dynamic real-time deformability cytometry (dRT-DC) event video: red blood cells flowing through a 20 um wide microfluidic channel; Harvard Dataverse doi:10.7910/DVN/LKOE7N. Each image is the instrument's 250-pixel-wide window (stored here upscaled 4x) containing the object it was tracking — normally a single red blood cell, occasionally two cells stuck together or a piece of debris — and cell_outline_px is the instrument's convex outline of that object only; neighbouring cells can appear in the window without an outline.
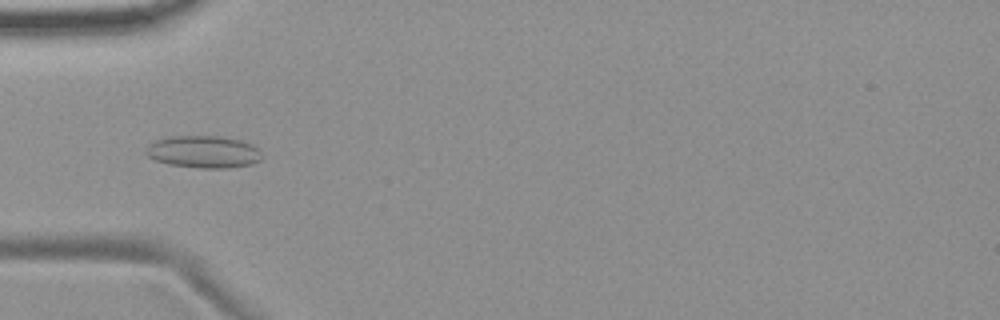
{"species": "common noctule bat (a hibernating species)", "species_latin": "Nyctalus noctula", "temperature_condition": "room temperature", "stored_images_in_passage": 14, "camera_frame_rate_fps": 3000, "um_per_image_px": 0.085, "animal": {"sex": "female", "body_mass_g": 19.9}, "frame": {"image": 1, "passage_image": 5, "time_ms": 5.667, "image_size_px": [1000, 320], "cell_outline_px": [[264, 156], [260, 160], [252, 164], [228, 168], [200, 168], [168, 164], [156, 160], [148, 156], [144, 152], [144, 148], [148, 144], [156, 140], [168, 136], [220, 136], [240, 140], [252, 144]], "centroid_in_image_um": [17.28, 12.9], "position_along_channel_um": 67.7, "area_um2": 21.96}}
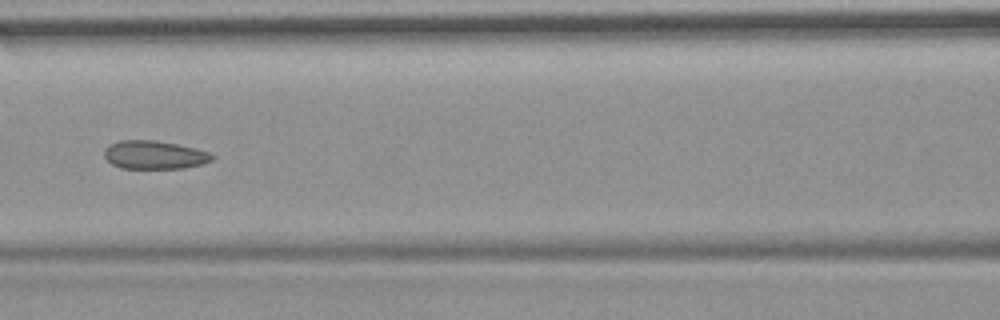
{"frame": {"image": 2, "passage_image": 7, "time_ms": 8.0, "image_size_px": [1000, 320], "cell_outline_px": [[216, 156], [212, 160], [200, 164], [184, 168], [120, 168], [112, 164], [104, 156], [104, 148], [108, 144], [120, 140], [156, 140], [176, 144], [212, 152]], "centroid_in_image_um": [13.12, 13.15], "position_along_channel_um": 153.5, "area_um2": 17.92}}
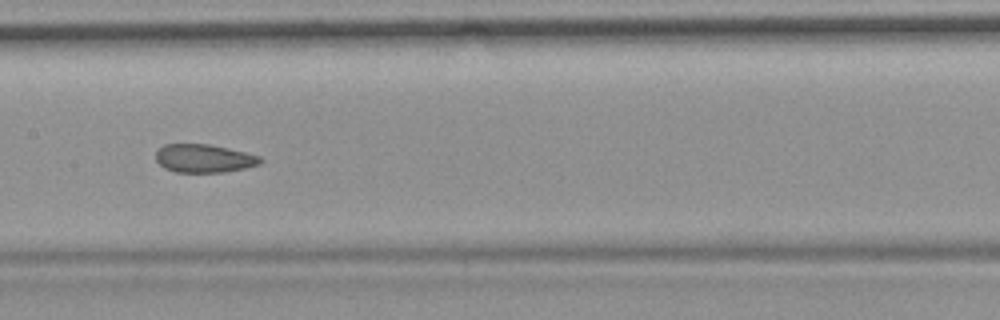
{"frame": {"image": 3, "passage_image": 8, "time_ms": 9.0, "image_size_px": [1000, 320], "cell_outline_px": [[264, 160], [260, 164], [244, 168], [224, 172], [176, 172], [164, 168], [156, 160], [156, 152], [164, 144], [208, 144], [228, 148], [260, 156]], "centroid_in_image_um": [17.34, 13.46], "position_along_channel_um": 190.1, "area_um2": 17.17}, "authors_computed_cell_mechanics": {"area_um2": 18.4093, "velocity_mm_per_s": 3.6782, "shape_relaxation_time_tau1_ms": null, "shape_relaxation_time_tau2_ms": 1.849, "deformation_change_tau1": null, "deformation_change_tau2": 0.0486}}